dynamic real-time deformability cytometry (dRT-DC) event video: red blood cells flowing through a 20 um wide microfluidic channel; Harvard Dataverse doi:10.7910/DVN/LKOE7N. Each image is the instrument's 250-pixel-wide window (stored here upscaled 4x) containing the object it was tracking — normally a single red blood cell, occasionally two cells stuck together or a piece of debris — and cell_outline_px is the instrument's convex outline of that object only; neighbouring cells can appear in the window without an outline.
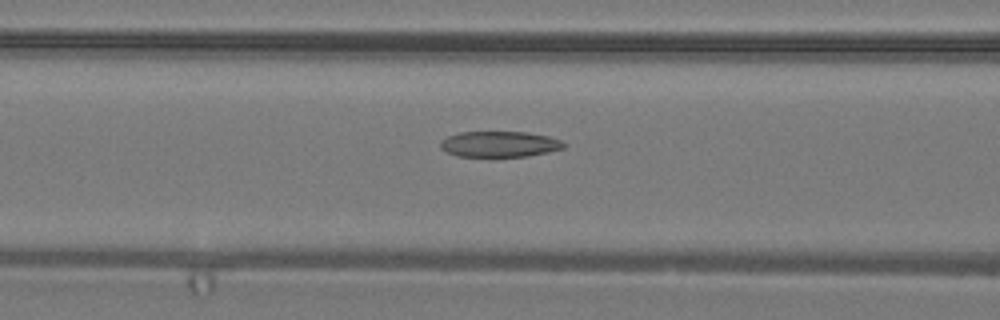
{"species": "common noctule bat (a hibernating species)", "species_latin": "Nyctalus noctula", "temperature_condition": "warm", "stored_images_in_passage": 8, "camera_frame_rate_fps": 3000, "um_per_image_px": 0.085, "animal": {"sex": "male", "body_mass_g": 19.2, "forearm_length_mm": 51.8}, "frame": {"image": 1, "passage_image": 4, "time_ms": 1.0, "image_size_px": [1000, 320], "cell_outline_px": [[568, 144], [564, 148], [548, 152], [528, 156], [456, 156], [440, 148], [440, 140], [448, 136], [460, 132], [528, 132], [548, 136], [560, 140]], "centroid_in_image_um": [42.47, 12.24], "position_along_channel_um": 124.1, "area_um2": 18.55}}
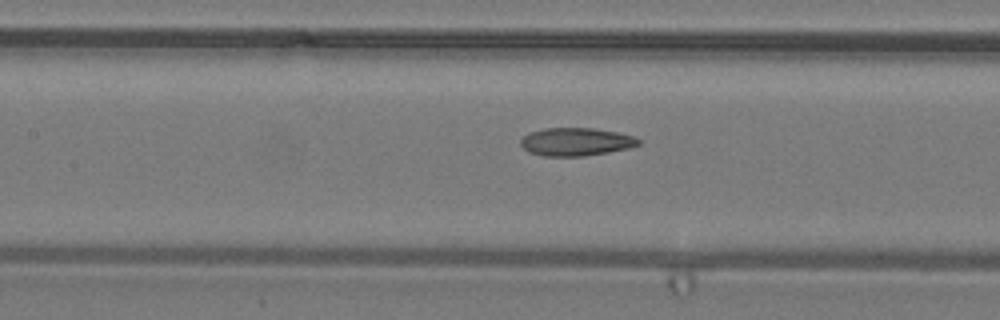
{"frame": {"image": 2, "passage_image": 6, "time_ms": 1.667, "image_size_px": [1000, 320], "cell_outline_px": [[640, 144], [632, 148], [584, 156], [544, 156], [528, 152], [520, 144], [520, 140], [528, 132], [544, 128], [592, 128], [616, 132], [636, 136], [640, 140]], "centroid_in_image_um": [48.97, 12.05], "position_along_channel_um": 158.4, "area_um2": 19.42}}